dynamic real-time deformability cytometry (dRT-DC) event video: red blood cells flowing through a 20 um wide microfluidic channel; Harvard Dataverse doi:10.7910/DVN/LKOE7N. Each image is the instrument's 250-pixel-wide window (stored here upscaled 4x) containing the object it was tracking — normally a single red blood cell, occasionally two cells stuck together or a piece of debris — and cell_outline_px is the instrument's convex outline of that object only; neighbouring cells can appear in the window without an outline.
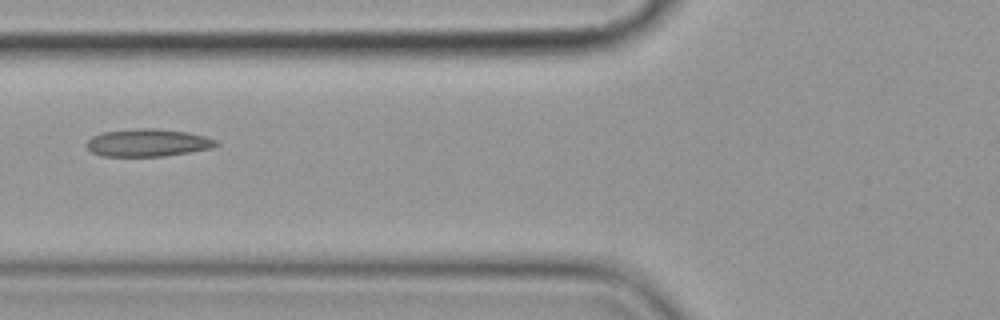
{"species": "common noctule bat (a hibernating species)", "species_latin": "Nyctalus noctula", "temperature_condition": "cold", "stored_images_in_passage": 8, "camera_frame_rate_fps": 3000, "um_per_image_px": 0.085, "animal": {"sex": "female", "body_mass_g": 19.9}, "frame": {"image": 1, "passage_image": 8, "time_ms": 9.0, "image_size_px": [1000, 320], "cell_outline_px": [[220, 144], [212, 148], [164, 156], [100, 156], [92, 152], [84, 144], [92, 136], [100, 132], [140, 128], [156, 128], [188, 132], [204, 136], [216, 140]], "centroid_in_image_um": [12.53, 12.13], "position_along_channel_um": 113.3, "area_um2": 20.92}}